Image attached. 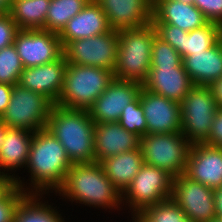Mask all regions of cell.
Returning <instances> with one entry per match:
<instances>
[{
    "instance_id": "obj_1",
    "label": "cell",
    "mask_w": 222,
    "mask_h": 222,
    "mask_svg": "<svg viewBox=\"0 0 222 222\" xmlns=\"http://www.w3.org/2000/svg\"><path fill=\"white\" fill-rule=\"evenodd\" d=\"M72 165L64 147L50 131L46 128L35 131L23 171L25 173L28 170L29 183L20 176L14 180L15 185L27 194L51 193L50 196H53L52 193H56L63 185Z\"/></svg>"
},
{
    "instance_id": "obj_2",
    "label": "cell",
    "mask_w": 222,
    "mask_h": 222,
    "mask_svg": "<svg viewBox=\"0 0 222 222\" xmlns=\"http://www.w3.org/2000/svg\"><path fill=\"white\" fill-rule=\"evenodd\" d=\"M54 194L66 203L70 201L71 205L74 202L106 212L109 209L108 213L123 210L122 193L106 176L99 162L73 164L63 185Z\"/></svg>"
},
{
    "instance_id": "obj_3",
    "label": "cell",
    "mask_w": 222,
    "mask_h": 222,
    "mask_svg": "<svg viewBox=\"0 0 222 222\" xmlns=\"http://www.w3.org/2000/svg\"><path fill=\"white\" fill-rule=\"evenodd\" d=\"M46 129L62 144L72 164L95 162V123L88 110L54 104Z\"/></svg>"
},
{
    "instance_id": "obj_4",
    "label": "cell",
    "mask_w": 222,
    "mask_h": 222,
    "mask_svg": "<svg viewBox=\"0 0 222 222\" xmlns=\"http://www.w3.org/2000/svg\"><path fill=\"white\" fill-rule=\"evenodd\" d=\"M154 25L118 30V53L114 77L143 84L151 68Z\"/></svg>"
},
{
    "instance_id": "obj_5",
    "label": "cell",
    "mask_w": 222,
    "mask_h": 222,
    "mask_svg": "<svg viewBox=\"0 0 222 222\" xmlns=\"http://www.w3.org/2000/svg\"><path fill=\"white\" fill-rule=\"evenodd\" d=\"M114 78V72L107 69L67 64L63 89L55 104L88 110Z\"/></svg>"
},
{
    "instance_id": "obj_6",
    "label": "cell",
    "mask_w": 222,
    "mask_h": 222,
    "mask_svg": "<svg viewBox=\"0 0 222 222\" xmlns=\"http://www.w3.org/2000/svg\"><path fill=\"white\" fill-rule=\"evenodd\" d=\"M173 176L166 170L144 163L126 190L122 193L123 210L134 215L147 207L171 198Z\"/></svg>"
},
{
    "instance_id": "obj_7",
    "label": "cell",
    "mask_w": 222,
    "mask_h": 222,
    "mask_svg": "<svg viewBox=\"0 0 222 222\" xmlns=\"http://www.w3.org/2000/svg\"><path fill=\"white\" fill-rule=\"evenodd\" d=\"M190 147L181 132L146 134L139 145L145 164L166 170L173 177L185 174Z\"/></svg>"
},
{
    "instance_id": "obj_8",
    "label": "cell",
    "mask_w": 222,
    "mask_h": 222,
    "mask_svg": "<svg viewBox=\"0 0 222 222\" xmlns=\"http://www.w3.org/2000/svg\"><path fill=\"white\" fill-rule=\"evenodd\" d=\"M217 109L218 105L208 86H193L181 101V133L191 144L207 140Z\"/></svg>"
},
{
    "instance_id": "obj_9",
    "label": "cell",
    "mask_w": 222,
    "mask_h": 222,
    "mask_svg": "<svg viewBox=\"0 0 222 222\" xmlns=\"http://www.w3.org/2000/svg\"><path fill=\"white\" fill-rule=\"evenodd\" d=\"M52 103L42 94L14 85L1 121L9 128L32 132L46 128Z\"/></svg>"
},
{
    "instance_id": "obj_10",
    "label": "cell",
    "mask_w": 222,
    "mask_h": 222,
    "mask_svg": "<svg viewBox=\"0 0 222 222\" xmlns=\"http://www.w3.org/2000/svg\"><path fill=\"white\" fill-rule=\"evenodd\" d=\"M118 40L117 30L77 39L63 47V55L67 64L100 67L114 72Z\"/></svg>"
},
{
    "instance_id": "obj_11",
    "label": "cell",
    "mask_w": 222,
    "mask_h": 222,
    "mask_svg": "<svg viewBox=\"0 0 222 222\" xmlns=\"http://www.w3.org/2000/svg\"><path fill=\"white\" fill-rule=\"evenodd\" d=\"M193 222H210L215 216L214 189L191 180L185 174L173 178L170 198Z\"/></svg>"
},
{
    "instance_id": "obj_12",
    "label": "cell",
    "mask_w": 222,
    "mask_h": 222,
    "mask_svg": "<svg viewBox=\"0 0 222 222\" xmlns=\"http://www.w3.org/2000/svg\"><path fill=\"white\" fill-rule=\"evenodd\" d=\"M13 44L23 68L48 64L63 55L58 34L44 29H20Z\"/></svg>"
},
{
    "instance_id": "obj_13",
    "label": "cell",
    "mask_w": 222,
    "mask_h": 222,
    "mask_svg": "<svg viewBox=\"0 0 222 222\" xmlns=\"http://www.w3.org/2000/svg\"><path fill=\"white\" fill-rule=\"evenodd\" d=\"M142 88L141 83L114 78L88 109L91 119L95 124L118 122L123 109L139 97Z\"/></svg>"
},
{
    "instance_id": "obj_14",
    "label": "cell",
    "mask_w": 222,
    "mask_h": 222,
    "mask_svg": "<svg viewBox=\"0 0 222 222\" xmlns=\"http://www.w3.org/2000/svg\"><path fill=\"white\" fill-rule=\"evenodd\" d=\"M140 103L147 124V134L181 132L180 104L146 90L140 92Z\"/></svg>"
},
{
    "instance_id": "obj_15",
    "label": "cell",
    "mask_w": 222,
    "mask_h": 222,
    "mask_svg": "<svg viewBox=\"0 0 222 222\" xmlns=\"http://www.w3.org/2000/svg\"><path fill=\"white\" fill-rule=\"evenodd\" d=\"M66 67L67 62L62 55L54 62L23 68L18 85L42 94L54 105L63 89Z\"/></svg>"
},
{
    "instance_id": "obj_16",
    "label": "cell",
    "mask_w": 222,
    "mask_h": 222,
    "mask_svg": "<svg viewBox=\"0 0 222 222\" xmlns=\"http://www.w3.org/2000/svg\"><path fill=\"white\" fill-rule=\"evenodd\" d=\"M185 175L209 188L221 187L222 148L204 143L191 144Z\"/></svg>"
},
{
    "instance_id": "obj_17",
    "label": "cell",
    "mask_w": 222,
    "mask_h": 222,
    "mask_svg": "<svg viewBox=\"0 0 222 222\" xmlns=\"http://www.w3.org/2000/svg\"><path fill=\"white\" fill-rule=\"evenodd\" d=\"M112 30L140 28L151 23L153 0H96Z\"/></svg>"
},
{
    "instance_id": "obj_18",
    "label": "cell",
    "mask_w": 222,
    "mask_h": 222,
    "mask_svg": "<svg viewBox=\"0 0 222 222\" xmlns=\"http://www.w3.org/2000/svg\"><path fill=\"white\" fill-rule=\"evenodd\" d=\"M194 84L183 63L179 67H151L143 87L169 100L181 103Z\"/></svg>"
},
{
    "instance_id": "obj_19",
    "label": "cell",
    "mask_w": 222,
    "mask_h": 222,
    "mask_svg": "<svg viewBox=\"0 0 222 222\" xmlns=\"http://www.w3.org/2000/svg\"><path fill=\"white\" fill-rule=\"evenodd\" d=\"M111 30L107 16L99 3L96 0H90L76 16L66 23L58 37L64 47L71 41L93 37Z\"/></svg>"
},
{
    "instance_id": "obj_20",
    "label": "cell",
    "mask_w": 222,
    "mask_h": 222,
    "mask_svg": "<svg viewBox=\"0 0 222 222\" xmlns=\"http://www.w3.org/2000/svg\"><path fill=\"white\" fill-rule=\"evenodd\" d=\"M152 24H170L190 32L209 23L194 5L176 0H153Z\"/></svg>"
},
{
    "instance_id": "obj_21",
    "label": "cell",
    "mask_w": 222,
    "mask_h": 222,
    "mask_svg": "<svg viewBox=\"0 0 222 222\" xmlns=\"http://www.w3.org/2000/svg\"><path fill=\"white\" fill-rule=\"evenodd\" d=\"M95 162L139 148L140 137L124 129L118 122L95 124Z\"/></svg>"
},
{
    "instance_id": "obj_22",
    "label": "cell",
    "mask_w": 222,
    "mask_h": 222,
    "mask_svg": "<svg viewBox=\"0 0 222 222\" xmlns=\"http://www.w3.org/2000/svg\"><path fill=\"white\" fill-rule=\"evenodd\" d=\"M33 132L21 128H6L0 149V174L15 180L26 167Z\"/></svg>"
},
{
    "instance_id": "obj_23",
    "label": "cell",
    "mask_w": 222,
    "mask_h": 222,
    "mask_svg": "<svg viewBox=\"0 0 222 222\" xmlns=\"http://www.w3.org/2000/svg\"><path fill=\"white\" fill-rule=\"evenodd\" d=\"M182 63L194 86H209L222 77V38L205 52L183 57Z\"/></svg>"
},
{
    "instance_id": "obj_24",
    "label": "cell",
    "mask_w": 222,
    "mask_h": 222,
    "mask_svg": "<svg viewBox=\"0 0 222 222\" xmlns=\"http://www.w3.org/2000/svg\"><path fill=\"white\" fill-rule=\"evenodd\" d=\"M106 176L123 193L144 165L140 148L109 156L99 162Z\"/></svg>"
},
{
    "instance_id": "obj_25",
    "label": "cell",
    "mask_w": 222,
    "mask_h": 222,
    "mask_svg": "<svg viewBox=\"0 0 222 222\" xmlns=\"http://www.w3.org/2000/svg\"><path fill=\"white\" fill-rule=\"evenodd\" d=\"M46 196L48 194H27L18 204L13 222H66L67 218H63L66 216L59 213V207L45 200Z\"/></svg>"
},
{
    "instance_id": "obj_26",
    "label": "cell",
    "mask_w": 222,
    "mask_h": 222,
    "mask_svg": "<svg viewBox=\"0 0 222 222\" xmlns=\"http://www.w3.org/2000/svg\"><path fill=\"white\" fill-rule=\"evenodd\" d=\"M51 0H12L8 14L19 29H44Z\"/></svg>"
},
{
    "instance_id": "obj_27",
    "label": "cell",
    "mask_w": 222,
    "mask_h": 222,
    "mask_svg": "<svg viewBox=\"0 0 222 222\" xmlns=\"http://www.w3.org/2000/svg\"><path fill=\"white\" fill-rule=\"evenodd\" d=\"M90 0H51L44 30L59 34L66 23L76 16Z\"/></svg>"
},
{
    "instance_id": "obj_28",
    "label": "cell",
    "mask_w": 222,
    "mask_h": 222,
    "mask_svg": "<svg viewBox=\"0 0 222 222\" xmlns=\"http://www.w3.org/2000/svg\"><path fill=\"white\" fill-rule=\"evenodd\" d=\"M222 38V26L209 22L205 26L194 29L184 36L182 58L188 55L205 52Z\"/></svg>"
},
{
    "instance_id": "obj_29",
    "label": "cell",
    "mask_w": 222,
    "mask_h": 222,
    "mask_svg": "<svg viewBox=\"0 0 222 222\" xmlns=\"http://www.w3.org/2000/svg\"><path fill=\"white\" fill-rule=\"evenodd\" d=\"M137 222H184V212L171 199L131 215Z\"/></svg>"
},
{
    "instance_id": "obj_30",
    "label": "cell",
    "mask_w": 222,
    "mask_h": 222,
    "mask_svg": "<svg viewBox=\"0 0 222 222\" xmlns=\"http://www.w3.org/2000/svg\"><path fill=\"white\" fill-rule=\"evenodd\" d=\"M23 66L17 50L12 44L0 50V83L17 85Z\"/></svg>"
},
{
    "instance_id": "obj_31",
    "label": "cell",
    "mask_w": 222,
    "mask_h": 222,
    "mask_svg": "<svg viewBox=\"0 0 222 222\" xmlns=\"http://www.w3.org/2000/svg\"><path fill=\"white\" fill-rule=\"evenodd\" d=\"M118 123L127 131L132 132L140 138L147 134V124L139 97L127 105L119 118Z\"/></svg>"
},
{
    "instance_id": "obj_32",
    "label": "cell",
    "mask_w": 222,
    "mask_h": 222,
    "mask_svg": "<svg viewBox=\"0 0 222 222\" xmlns=\"http://www.w3.org/2000/svg\"><path fill=\"white\" fill-rule=\"evenodd\" d=\"M183 58L167 42L155 35L152 46L151 67H179Z\"/></svg>"
},
{
    "instance_id": "obj_33",
    "label": "cell",
    "mask_w": 222,
    "mask_h": 222,
    "mask_svg": "<svg viewBox=\"0 0 222 222\" xmlns=\"http://www.w3.org/2000/svg\"><path fill=\"white\" fill-rule=\"evenodd\" d=\"M26 195V192L15 185L0 199V222H13L15 210Z\"/></svg>"
},
{
    "instance_id": "obj_34",
    "label": "cell",
    "mask_w": 222,
    "mask_h": 222,
    "mask_svg": "<svg viewBox=\"0 0 222 222\" xmlns=\"http://www.w3.org/2000/svg\"><path fill=\"white\" fill-rule=\"evenodd\" d=\"M153 25L156 30V35L163 41L169 43L182 57L184 36H186L188 32L170 24Z\"/></svg>"
},
{
    "instance_id": "obj_35",
    "label": "cell",
    "mask_w": 222,
    "mask_h": 222,
    "mask_svg": "<svg viewBox=\"0 0 222 222\" xmlns=\"http://www.w3.org/2000/svg\"><path fill=\"white\" fill-rule=\"evenodd\" d=\"M20 29L8 13L0 15V50L11 46Z\"/></svg>"
},
{
    "instance_id": "obj_36",
    "label": "cell",
    "mask_w": 222,
    "mask_h": 222,
    "mask_svg": "<svg viewBox=\"0 0 222 222\" xmlns=\"http://www.w3.org/2000/svg\"><path fill=\"white\" fill-rule=\"evenodd\" d=\"M193 4L209 22L222 26V0H193Z\"/></svg>"
},
{
    "instance_id": "obj_37",
    "label": "cell",
    "mask_w": 222,
    "mask_h": 222,
    "mask_svg": "<svg viewBox=\"0 0 222 222\" xmlns=\"http://www.w3.org/2000/svg\"><path fill=\"white\" fill-rule=\"evenodd\" d=\"M204 144L222 148V108L217 109L209 136Z\"/></svg>"
},
{
    "instance_id": "obj_38",
    "label": "cell",
    "mask_w": 222,
    "mask_h": 222,
    "mask_svg": "<svg viewBox=\"0 0 222 222\" xmlns=\"http://www.w3.org/2000/svg\"><path fill=\"white\" fill-rule=\"evenodd\" d=\"M12 85L0 83V118L5 113L12 95Z\"/></svg>"
},
{
    "instance_id": "obj_39",
    "label": "cell",
    "mask_w": 222,
    "mask_h": 222,
    "mask_svg": "<svg viewBox=\"0 0 222 222\" xmlns=\"http://www.w3.org/2000/svg\"><path fill=\"white\" fill-rule=\"evenodd\" d=\"M208 87L213 94L218 108H222V77L213 81Z\"/></svg>"
},
{
    "instance_id": "obj_40",
    "label": "cell",
    "mask_w": 222,
    "mask_h": 222,
    "mask_svg": "<svg viewBox=\"0 0 222 222\" xmlns=\"http://www.w3.org/2000/svg\"><path fill=\"white\" fill-rule=\"evenodd\" d=\"M14 186L15 181L11 177L0 174V199L3 198Z\"/></svg>"
},
{
    "instance_id": "obj_41",
    "label": "cell",
    "mask_w": 222,
    "mask_h": 222,
    "mask_svg": "<svg viewBox=\"0 0 222 222\" xmlns=\"http://www.w3.org/2000/svg\"><path fill=\"white\" fill-rule=\"evenodd\" d=\"M215 216L222 218V186L214 189Z\"/></svg>"
},
{
    "instance_id": "obj_42",
    "label": "cell",
    "mask_w": 222,
    "mask_h": 222,
    "mask_svg": "<svg viewBox=\"0 0 222 222\" xmlns=\"http://www.w3.org/2000/svg\"><path fill=\"white\" fill-rule=\"evenodd\" d=\"M12 0H0V11L2 13H8Z\"/></svg>"
},
{
    "instance_id": "obj_43",
    "label": "cell",
    "mask_w": 222,
    "mask_h": 222,
    "mask_svg": "<svg viewBox=\"0 0 222 222\" xmlns=\"http://www.w3.org/2000/svg\"><path fill=\"white\" fill-rule=\"evenodd\" d=\"M6 128H7V126L0 119V149H1V145L4 140Z\"/></svg>"
},
{
    "instance_id": "obj_44",
    "label": "cell",
    "mask_w": 222,
    "mask_h": 222,
    "mask_svg": "<svg viewBox=\"0 0 222 222\" xmlns=\"http://www.w3.org/2000/svg\"><path fill=\"white\" fill-rule=\"evenodd\" d=\"M186 4H193V0H176Z\"/></svg>"
},
{
    "instance_id": "obj_45",
    "label": "cell",
    "mask_w": 222,
    "mask_h": 222,
    "mask_svg": "<svg viewBox=\"0 0 222 222\" xmlns=\"http://www.w3.org/2000/svg\"><path fill=\"white\" fill-rule=\"evenodd\" d=\"M210 222H222V218H217L215 217L212 221Z\"/></svg>"
},
{
    "instance_id": "obj_46",
    "label": "cell",
    "mask_w": 222,
    "mask_h": 222,
    "mask_svg": "<svg viewBox=\"0 0 222 222\" xmlns=\"http://www.w3.org/2000/svg\"><path fill=\"white\" fill-rule=\"evenodd\" d=\"M131 220H132V222H137L132 216H131V219L129 222H131Z\"/></svg>"
}]
</instances>
